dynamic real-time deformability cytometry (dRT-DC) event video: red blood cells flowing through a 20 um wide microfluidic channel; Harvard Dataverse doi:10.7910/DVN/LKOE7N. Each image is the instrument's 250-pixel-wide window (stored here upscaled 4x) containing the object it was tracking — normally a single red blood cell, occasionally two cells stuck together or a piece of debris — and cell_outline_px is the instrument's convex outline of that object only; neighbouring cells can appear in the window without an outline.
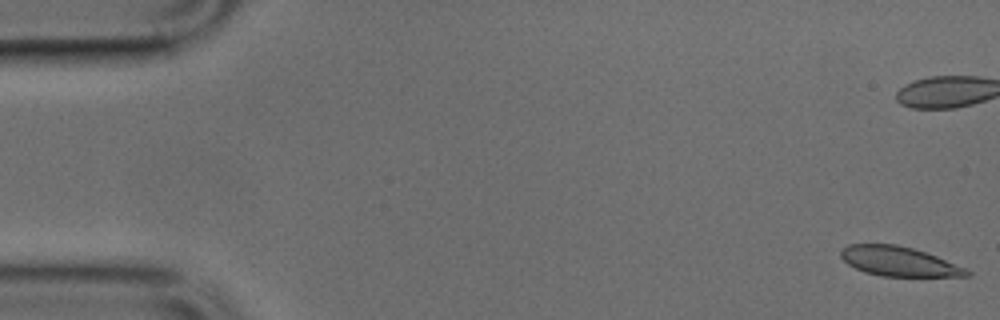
{"species": "common noctule bat (a hibernating species)", "species_latin": "Nyctalus noctula", "temperature_condition": "cold", "stored_images_in_passage": 50, "camera_frame_rate_fps": 3000, "um_per_image_px": 0.085, "animal": {"sex": "male", "body_mass_g": 17.9, "forearm_length_mm": 54.2}, "frame": {"image": 1, "passage_image": 1, "time_ms": 0.0, "image_size_px": [1000, 320], "cell_outline_px": [[972, 276], [880, 276], [864, 272], [848, 264], [840, 256], [840, 252], [848, 244], [896, 244], [912, 248], [936, 256], [964, 268], [972, 272]], "centroid_in_image_um": [76.38, 22.22], "position_along_channel_um": 8.6, "area_um2": 21.44}}